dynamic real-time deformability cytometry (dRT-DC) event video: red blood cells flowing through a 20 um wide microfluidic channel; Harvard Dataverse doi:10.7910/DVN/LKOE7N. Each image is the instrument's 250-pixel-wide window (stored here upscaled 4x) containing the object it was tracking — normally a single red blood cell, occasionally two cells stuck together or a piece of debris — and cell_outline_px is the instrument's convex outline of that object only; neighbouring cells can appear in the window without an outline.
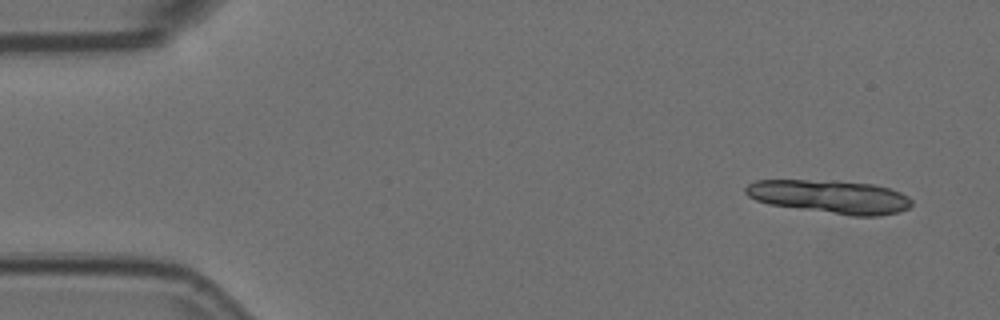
{"species": "Egyptian fruit bat (a non-hibernating species)", "species_latin": "Rousettus aegyptiacus", "temperature_condition": "room temperature", "stored_images_in_passage": 5, "segment_of_instrument_passage": [1, 2], "camera_frame_rate_fps": 3000, "um_per_image_px": 0.085, "animal": {"sex": "female"}, "frame": {"image": 1, "passage_image": 1, "time_ms": 0.0, "image_size_px": [1000, 320], "cell_outline_px": [[912, 204], [908, 208], [900, 212], [876, 216], [852, 216], [768, 204], [756, 200], [748, 196], [744, 192], [744, 188], [748, 184], [756, 180], [808, 180], [872, 184], [888, 188], [900, 192], [908, 196], [912, 200]], "centroid_in_image_um": [70.54, 16.73], "position_along_channel_um": 14.5, "area_um2": 32.08}}